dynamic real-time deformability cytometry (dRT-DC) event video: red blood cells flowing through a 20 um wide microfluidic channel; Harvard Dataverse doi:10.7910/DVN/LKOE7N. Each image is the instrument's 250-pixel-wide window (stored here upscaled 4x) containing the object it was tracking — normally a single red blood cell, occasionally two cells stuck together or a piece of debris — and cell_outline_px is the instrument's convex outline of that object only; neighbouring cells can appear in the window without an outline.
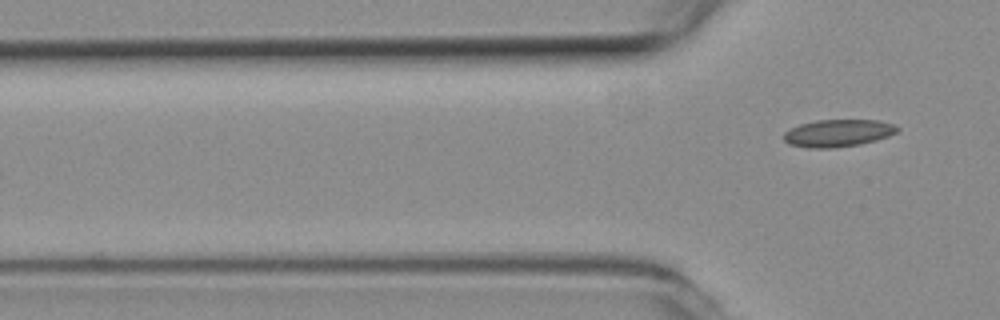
{"species": "common noctule bat (a hibernating species)", "species_latin": "Nyctalus noctula", "temperature_condition": "room temperature", "stored_images_in_passage": 4, "camera_frame_rate_fps": 3000, "um_per_image_px": 0.085, "animal": {"sex": "female", "body_mass_g": 19.3, "forearm_length_mm": 54.1}, "frame": {"image": 1, "passage_image": 4, "time_ms": 1.0, "image_size_px": [1000, 320], "cell_outline_px": [[900, 128], [896, 132], [888, 136], [876, 140], [860, 144], [836, 148], [808, 148], [792, 144], [784, 140], [784, 132], [800, 124], [816, 120], [876, 120], [892, 124]], "centroid_in_image_um": [71.23, 11.31], "position_along_channel_um": 54.6, "area_um2": 17.92}}